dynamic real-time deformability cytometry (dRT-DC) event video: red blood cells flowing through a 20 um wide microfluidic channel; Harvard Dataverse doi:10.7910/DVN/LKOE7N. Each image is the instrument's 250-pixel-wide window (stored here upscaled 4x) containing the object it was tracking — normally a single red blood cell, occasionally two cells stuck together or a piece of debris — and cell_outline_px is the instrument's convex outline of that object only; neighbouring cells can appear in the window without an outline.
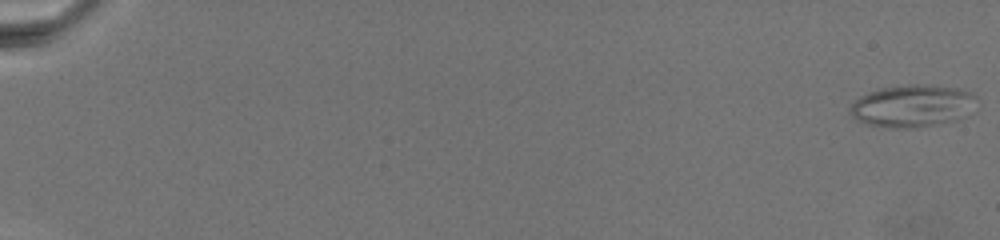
{"species": "common noctule bat (a hibernating species)", "species_latin": "Nyctalus noctula", "temperature_condition": "warm", "stored_images_in_passage": 75, "camera_frame_rate_fps": 3000, "um_per_image_px": 0.085, "animal": {"sex": "female", "body_mass_g": 19.5, "forearm_length_mm": 54.1}, "frame": {"image": 1, "passage_image": 1, "time_ms": 0.0, "image_size_px": [1000, 240], "cell_outline_px": [[976, 96], [956, 120], [932, 124], [868, 124], [852, 116], [848, 112], [848, 108], [860, 96], [868, 92], [880, 88], [912, 84], [916, 84], [956, 88], [972, 92]], "centroid_in_image_um": [77.45, 8.92], "position_along_channel_um": 7.5, "area_um2": 28.9}}
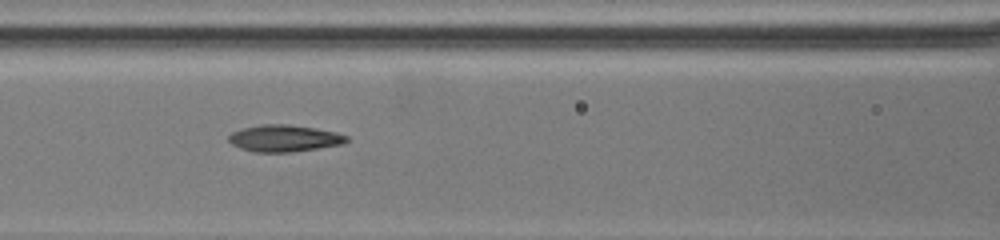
{"frame": {"image": 2, "passage_image": 37, "time_ms": 12.0, "image_size_px": [1000, 240], "cell_outline_px": [[348, 140], [344, 144], [292, 152], [252, 152], [240, 148], [232, 144], [228, 140], [228, 136], [232, 132], [244, 128], [260, 124], [288, 124], [316, 128], [336, 132], [348, 136]], "centroid_in_image_um": [24.16, 11.75], "position_along_channel_um": 142.4, "area_um2": 18.5}}
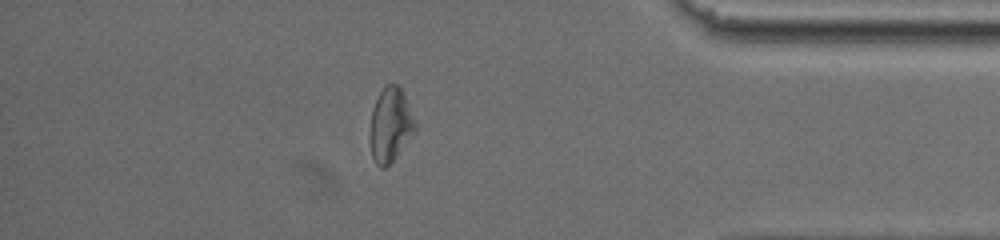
{"frame": {"image": 3, "passage_image": 66, "time_ms": 21.667, "image_size_px": [1000, 240], "cell_outline_px": [[416, 128], [392, 160], [384, 168], [380, 168], [376, 164], [372, 156], [372, 108], [384, 84], [396, 84], [404, 92], [416, 120]], "centroid_in_image_um": [33.21, 10.54], "position_along_channel_um": 402.0, "area_um2": 18.84}}